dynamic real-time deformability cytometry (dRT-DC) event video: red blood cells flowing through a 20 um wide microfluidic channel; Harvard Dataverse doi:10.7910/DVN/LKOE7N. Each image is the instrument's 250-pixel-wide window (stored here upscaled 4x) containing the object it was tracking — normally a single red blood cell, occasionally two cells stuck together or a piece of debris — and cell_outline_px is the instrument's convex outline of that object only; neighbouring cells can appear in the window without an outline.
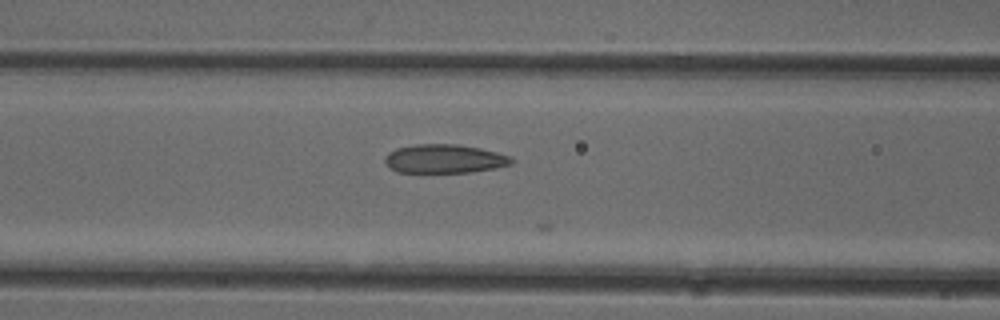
{"species": "common noctule bat (a hibernating species)", "species_latin": "Nyctalus noctula", "temperature_condition": "cold", "stored_images_in_passage": 8, "camera_frame_rate_fps": 3000, "um_per_image_px": 0.085, "animal": {"sex": "female"}, "frame": {"image": 1, "passage_image": 6, "time_ms": 1.667, "image_size_px": [1000, 320], "cell_outline_px": [[516, 160], [512, 164], [496, 168], [472, 172], [396, 172], [388, 168], [384, 160], [384, 156], [388, 152], [396, 148], [416, 144], [460, 144], [480, 148], [512, 156]], "centroid_in_image_um": [37.78, 13.49], "position_along_channel_um": 128.8, "area_um2": 21.56}}